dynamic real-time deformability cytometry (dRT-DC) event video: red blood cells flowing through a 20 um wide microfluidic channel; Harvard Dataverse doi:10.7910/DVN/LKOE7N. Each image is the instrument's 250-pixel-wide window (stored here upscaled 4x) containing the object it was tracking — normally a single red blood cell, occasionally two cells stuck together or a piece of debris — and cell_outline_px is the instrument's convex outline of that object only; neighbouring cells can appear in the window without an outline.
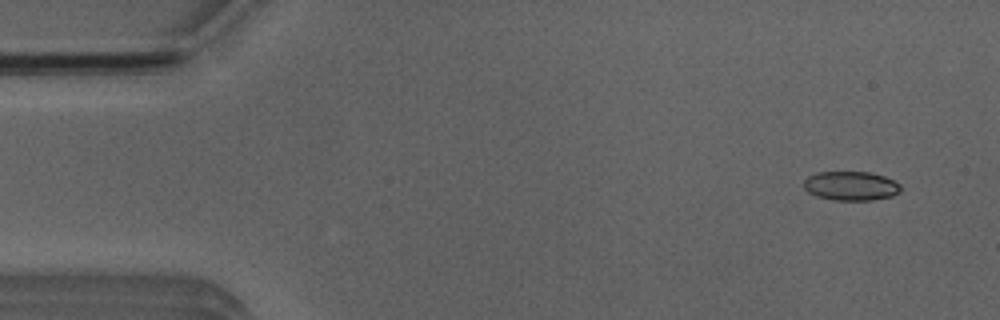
{"species": "Egyptian fruit bat (a non-hibernating species)", "species_latin": "Rousettus aegyptiacus", "temperature_condition": "room temperature", "stored_images_in_passage": 5, "camera_frame_rate_fps": 3000, "um_per_image_px": 0.085, "animal": {"sex": "male"}, "frame": {"image": 1, "passage_image": 1, "time_ms": 0.0, "image_size_px": [1000, 320], "cell_outline_px": [[900, 192], [892, 196], [872, 200], [832, 200], [816, 196], [808, 192], [804, 188], [804, 180], [808, 176], [816, 172], [872, 172], [884, 176], [900, 184]], "centroid_in_image_um": [72.31, 15.8], "position_along_channel_um": 12.7, "area_um2": 16.53}}